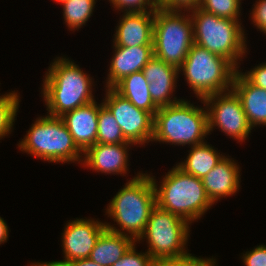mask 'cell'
Masks as SVG:
<instances>
[{"label": "cell", "mask_w": 266, "mask_h": 266, "mask_svg": "<svg viewBox=\"0 0 266 266\" xmlns=\"http://www.w3.org/2000/svg\"><path fill=\"white\" fill-rule=\"evenodd\" d=\"M118 23L115 46H153L154 12L124 13Z\"/></svg>", "instance_id": "obj_15"}, {"label": "cell", "mask_w": 266, "mask_h": 266, "mask_svg": "<svg viewBox=\"0 0 266 266\" xmlns=\"http://www.w3.org/2000/svg\"><path fill=\"white\" fill-rule=\"evenodd\" d=\"M8 226L3 218L0 217V245L8 240Z\"/></svg>", "instance_id": "obj_35"}, {"label": "cell", "mask_w": 266, "mask_h": 266, "mask_svg": "<svg viewBox=\"0 0 266 266\" xmlns=\"http://www.w3.org/2000/svg\"><path fill=\"white\" fill-rule=\"evenodd\" d=\"M189 223L179 216L156 205L151 211L147 226L137 243L146 239V251L155 261L188 255Z\"/></svg>", "instance_id": "obj_9"}, {"label": "cell", "mask_w": 266, "mask_h": 266, "mask_svg": "<svg viewBox=\"0 0 266 266\" xmlns=\"http://www.w3.org/2000/svg\"><path fill=\"white\" fill-rule=\"evenodd\" d=\"M151 178L155 187L156 204L189 224L200 219L213 205L202 179L183 172L176 165L166 173L160 186L154 176Z\"/></svg>", "instance_id": "obj_3"}, {"label": "cell", "mask_w": 266, "mask_h": 266, "mask_svg": "<svg viewBox=\"0 0 266 266\" xmlns=\"http://www.w3.org/2000/svg\"><path fill=\"white\" fill-rule=\"evenodd\" d=\"M105 223L98 220L79 218L69 221L62 233L63 261L60 265L74 260L89 258L100 235L106 230Z\"/></svg>", "instance_id": "obj_12"}, {"label": "cell", "mask_w": 266, "mask_h": 266, "mask_svg": "<svg viewBox=\"0 0 266 266\" xmlns=\"http://www.w3.org/2000/svg\"><path fill=\"white\" fill-rule=\"evenodd\" d=\"M63 266H101V265L97 264L90 258H85V259H79L67 262Z\"/></svg>", "instance_id": "obj_34"}, {"label": "cell", "mask_w": 266, "mask_h": 266, "mask_svg": "<svg viewBox=\"0 0 266 266\" xmlns=\"http://www.w3.org/2000/svg\"><path fill=\"white\" fill-rule=\"evenodd\" d=\"M241 74L254 86L266 90V63L258 64L250 71Z\"/></svg>", "instance_id": "obj_32"}, {"label": "cell", "mask_w": 266, "mask_h": 266, "mask_svg": "<svg viewBox=\"0 0 266 266\" xmlns=\"http://www.w3.org/2000/svg\"><path fill=\"white\" fill-rule=\"evenodd\" d=\"M253 6L251 19L257 29L266 34V0H258Z\"/></svg>", "instance_id": "obj_33"}, {"label": "cell", "mask_w": 266, "mask_h": 266, "mask_svg": "<svg viewBox=\"0 0 266 266\" xmlns=\"http://www.w3.org/2000/svg\"><path fill=\"white\" fill-rule=\"evenodd\" d=\"M215 264L213 257L199 258L189 253L183 257L157 260L154 266H217Z\"/></svg>", "instance_id": "obj_28"}, {"label": "cell", "mask_w": 266, "mask_h": 266, "mask_svg": "<svg viewBox=\"0 0 266 266\" xmlns=\"http://www.w3.org/2000/svg\"><path fill=\"white\" fill-rule=\"evenodd\" d=\"M97 143H131L124 138L117 120L103 103L99 104Z\"/></svg>", "instance_id": "obj_23"}, {"label": "cell", "mask_w": 266, "mask_h": 266, "mask_svg": "<svg viewBox=\"0 0 266 266\" xmlns=\"http://www.w3.org/2000/svg\"><path fill=\"white\" fill-rule=\"evenodd\" d=\"M134 244L136 241L133 238L106 229L98 238L89 258L101 266H112Z\"/></svg>", "instance_id": "obj_20"}, {"label": "cell", "mask_w": 266, "mask_h": 266, "mask_svg": "<svg viewBox=\"0 0 266 266\" xmlns=\"http://www.w3.org/2000/svg\"><path fill=\"white\" fill-rule=\"evenodd\" d=\"M19 98L15 90L0 96V140L12 132L19 108Z\"/></svg>", "instance_id": "obj_25"}, {"label": "cell", "mask_w": 266, "mask_h": 266, "mask_svg": "<svg viewBox=\"0 0 266 266\" xmlns=\"http://www.w3.org/2000/svg\"><path fill=\"white\" fill-rule=\"evenodd\" d=\"M232 90L241 100L249 125L266 126V90L251 84L240 70L234 75Z\"/></svg>", "instance_id": "obj_19"}, {"label": "cell", "mask_w": 266, "mask_h": 266, "mask_svg": "<svg viewBox=\"0 0 266 266\" xmlns=\"http://www.w3.org/2000/svg\"><path fill=\"white\" fill-rule=\"evenodd\" d=\"M236 71L227 59L195 43L179 68L198 99L232 90Z\"/></svg>", "instance_id": "obj_7"}, {"label": "cell", "mask_w": 266, "mask_h": 266, "mask_svg": "<svg viewBox=\"0 0 266 266\" xmlns=\"http://www.w3.org/2000/svg\"><path fill=\"white\" fill-rule=\"evenodd\" d=\"M242 0H200L199 8L218 17L239 20Z\"/></svg>", "instance_id": "obj_26"}, {"label": "cell", "mask_w": 266, "mask_h": 266, "mask_svg": "<svg viewBox=\"0 0 266 266\" xmlns=\"http://www.w3.org/2000/svg\"><path fill=\"white\" fill-rule=\"evenodd\" d=\"M99 104L96 100L61 116L77 147L84 153L97 143Z\"/></svg>", "instance_id": "obj_16"}, {"label": "cell", "mask_w": 266, "mask_h": 266, "mask_svg": "<svg viewBox=\"0 0 266 266\" xmlns=\"http://www.w3.org/2000/svg\"><path fill=\"white\" fill-rule=\"evenodd\" d=\"M106 88H113L124 77L140 72L154 56L153 46L122 47L113 45Z\"/></svg>", "instance_id": "obj_17"}, {"label": "cell", "mask_w": 266, "mask_h": 266, "mask_svg": "<svg viewBox=\"0 0 266 266\" xmlns=\"http://www.w3.org/2000/svg\"><path fill=\"white\" fill-rule=\"evenodd\" d=\"M116 10L124 13L154 12L158 7L155 0H109ZM149 8V9H148ZM124 10V11H123Z\"/></svg>", "instance_id": "obj_27"}, {"label": "cell", "mask_w": 266, "mask_h": 266, "mask_svg": "<svg viewBox=\"0 0 266 266\" xmlns=\"http://www.w3.org/2000/svg\"><path fill=\"white\" fill-rule=\"evenodd\" d=\"M135 245L112 266H154L155 260L147 252H136Z\"/></svg>", "instance_id": "obj_29"}, {"label": "cell", "mask_w": 266, "mask_h": 266, "mask_svg": "<svg viewBox=\"0 0 266 266\" xmlns=\"http://www.w3.org/2000/svg\"><path fill=\"white\" fill-rule=\"evenodd\" d=\"M65 1H67V0H55V2H58V3H60V4H62V3L65 2Z\"/></svg>", "instance_id": "obj_37"}, {"label": "cell", "mask_w": 266, "mask_h": 266, "mask_svg": "<svg viewBox=\"0 0 266 266\" xmlns=\"http://www.w3.org/2000/svg\"><path fill=\"white\" fill-rule=\"evenodd\" d=\"M30 266H63V265H60L59 263H56L54 261H50V262H41V263H32L30 264Z\"/></svg>", "instance_id": "obj_36"}, {"label": "cell", "mask_w": 266, "mask_h": 266, "mask_svg": "<svg viewBox=\"0 0 266 266\" xmlns=\"http://www.w3.org/2000/svg\"><path fill=\"white\" fill-rule=\"evenodd\" d=\"M187 13L191 14L194 43L227 59L238 70L237 61H242L248 49L242 23L207 13L199 7Z\"/></svg>", "instance_id": "obj_4"}, {"label": "cell", "mask_w": 266, "mask_h": 266, "mask_svg": "<svg viewBox=\"0 0 266 266\" xmlns=\"http://www.w3.org/2000/svg\"><path fill=\"white\" fill-rule=\"evenodd\" d=\"M239 165L228 156L222 160L202 178L203 186L208 197L214 204L220 198L232 196L240 187Z\"/></svg>", "instance_id": "obj_18"}, {"label": "cell", "mask_w": 266, "mask_h": 266, "mask_svg": "<svg viewBox=\"0 0 266 266\" xmlns=\"http://www.w3.org/2000/svg\"><path fill=\"white\" fill-rule=\"evenodd\" d=\"M27 154L53 163L81 162L82 151L77 147L61 117H39L18 144Z\"/></svg>", "instance_id": "obj_6"}, {"label": "cell", "mask_w": 266, "mask_h": 266, "mask_svg": "<svg viewBox=\"0 0 266 266\" xmlns=\"http://www.w3.org/2000/svg\"><path fill=\"white\" fill-rule=\"evenodd\" d=\"M156 205L155 187L150 174L138 173L117 192L106 209L108 217L110 216L121 230L107 222L105 226L113 233L126 235L137 241Z\"/></svg>", "instance_id": "obj_2"}, {"label": "cell", "mask_w": 266, "mask_h": 266, "mask_svg": "<svg viewBox=\"0 0 266 266\" xmlns=\"http://www.w3.org/2000/svg\"><path fill=\"white\" fill-rule=\"evenodd\" d=\"M106 91V97L102 103L117 120L124 138L134 145H145L152 141L154 116L150 112L135 107L113 88H107Z\"/></svg>", "instance_id": "obj_11"}, {"label": "cell", "mask_w": 266, "mask_h": 266, "mask_svg": "<svg viewBox=\"0 0 266 266\" xmlns=\"http://www.w3.org/2000/svg\"><path fill=\"white\" fill-rule=\"evenodd\" d=\"M113 89L128 99L135 107L150 112L153 116L159 110L151 98L149 83L142 71L124 77Z\"/></svg>", "instance_id": "obj_21"}, {"label": "cell", "mask_w": 266, "mask_h": 266, "mask_svg": "<svg viewBox=\"0 0 266 266\" xmlns=\"http://www.w3.org/2000/svg\"><path fill=\"white\" fill-rule=\"evenodd\" d=\"M242 256L244 266H266V245H259Z\"/></svg>", "instance_id": "obj_30"}, {"label": "cell", "mask_w": 266, "mask_h": 266, "mask_svg": "<svg viewBox=\"0 0 266 266\" xmlns=\"http://www.w3.org/2000/svg\"><path fill=\"white\" fill-rule=\"evenodd\" d=\"M158 5L162 9L189 12L199 7L200 0H161Z\"/></svg>", "instance_id": "obj_31"}, {"label": "cell", "mask_w": 266, "mask_h": 266, "mask_svg": "<svg viewBox=\"0 0 266 266\" xmlns=\"http://www.w3.org/2000/svg\"><path fill=\"white\" fill-rule=\"evenodd\" d=\"M97 0H67L63 2V18L71 31L81 28L90 19Z\"/></svg>", "instance_id": "obj_24"}, {"label": "cell", "mask_w": 266, "mask_h": 266, "mask_svg": "<svg viewBox=\"0 0 266 266\" xmlns=\"http://www.w3.org/2000/svg\"><path fill=\"white\" fill-rule=\"evenodd\" d=\"M207 135V111L188 100L159 107L154 115L152 142L192 147L204 143Z\"/></svg>", "instance_id": "obj_5"}, {"label": "cell", "mask_w": 266, "mask_h": 266, "mask_svg": "<svg viewBox=\"0 0 266 266\" xmlns=\"http://www.w3.org/2000/svg\"><path fill=\"white\" fill-rule=\"evenodd\" d=\"M189 151L186 159L177 163L176 166L183 172L193 175L197 178H203L207 175L224 157L218 153L212 145L205 141L199 145H194Z\"/></svg>", "instance_id": "obj_22"}, {"label": "cell", "mask_w": 266, "mask_h": 266, "mask_svg": "<svg viewBox=\"0 0 266 266\" xmlns=\"http://www.w3.org/2000/svg\"><path fill=\"white\" fill-rule=\"evenodd\" d=\"M142 72L149 83L151 98L158 107L173 105L183 100L176 97L172 100L178 74H180L178 68L153 56Z\"/></svg>", "instance_id": "obj_13"}, {"label": "cell", "mask_w": 266, "mask_h": 266, "mask_svg": "<svg viewBox=\"0 0 266 266\" xmlns=\"http://www.w3.org/2000/svg\"><path fill=\"white\" fill-rule=\"evenodd\" d=\"M133 143H96L82 155L83 166L106 174H126L128 171V150ZM130 146V147H129ZM128 149V150H127Z\"/></svg>", "instance_id": "obj_14"}, {"label": "cell", "mask_w": 266, "mask_h": 266, "mask_svg": "<svg viewBox=\"0 0 266 266\" xmlns=\"http://www.w3.org/2000/svg\"><path fill=\"white\" fill-rule=\"evenodd\" d=\"M207 111L208 132L219 128L228 136L243 142L251 133L240 98L233 90L199 99ZM206 105V106H205Z\"/></svg>", "instance_id": "obj_10"}, {"label": "cell", "mask_w": 266, "mask_h": 266, "mask_svg": "<svg viewBox=\"0 0 266 266\" xmlns=\"http://www.w3.org/2000/svg\"><path fill=\"white\" fill-rule=\"evenodd\" d=\"M45 74L41 93L48 115L61 117L95 100L92 78L69 58L57 57Z\"/></svg>", "instance_id": "obj_1"}, {"label": "cell", "mask_w": 266, "mask_h": 266, "mask_svg": "<svg viewBox=\"0 0 266 266\" xmlns=\"http://www.w3.org/2000/svg\"><path fill=\"white\" fill-rule=\"evenodd\" d=\"M193 44L190 14L159 7L154 11V56L179 69Z\"/></svg>", "instance_id": "obj_8"}]
</instances>
